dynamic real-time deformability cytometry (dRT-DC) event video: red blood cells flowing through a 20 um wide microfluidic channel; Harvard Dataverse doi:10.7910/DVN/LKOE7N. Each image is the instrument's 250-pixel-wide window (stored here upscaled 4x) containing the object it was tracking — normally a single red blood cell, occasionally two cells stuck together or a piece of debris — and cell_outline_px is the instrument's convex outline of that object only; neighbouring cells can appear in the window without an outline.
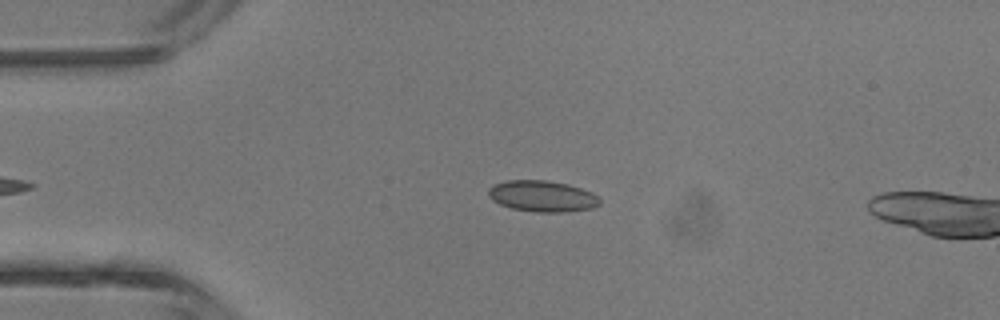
{"species": "common noctule bat (a hibernating species)", "species_latin": "Nyctalus noctula", "temperature_condition": "room temperature", "stored_images_in_passage": 5, "camera_frame_rate_fps": 3000, "um_per_image_px": 0.085, "animal": {"sex": "male", "body_mass_g": 13.3}, "frame": {"image": 1, "passage_image": 4, "time_ms": 4.333, "image_size_px": [1000, 320], "cell_outline_px": [[600, 204], [592, 208], [564, 212], [536, 212], [512, 208], [500, 204], [492, 200], [488, 196], [488, 188], [492, 184], [508, 180], [544, 180], [568, 184], [592, 192], [600, 200]], "centroid_in_image_um": [46.06, 16.67], "position_along_channel_um": 38.9, "area_um2": 20.23}}